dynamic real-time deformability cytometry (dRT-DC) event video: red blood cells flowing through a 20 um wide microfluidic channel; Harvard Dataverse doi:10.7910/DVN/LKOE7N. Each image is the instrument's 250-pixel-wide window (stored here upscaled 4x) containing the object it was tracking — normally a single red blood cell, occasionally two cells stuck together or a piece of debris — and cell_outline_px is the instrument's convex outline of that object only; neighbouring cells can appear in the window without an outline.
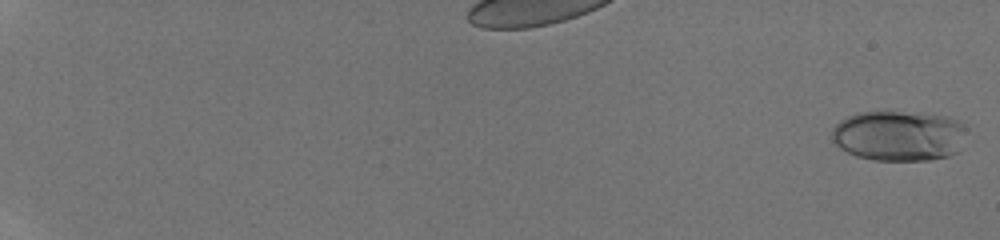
{"species": "human", "species_latin": "Homo sapiens", "temperature_condition": "room temperature", "stored_images_in_passage": 48, "camera_frame_rate_fps": 3000, "um_per_image_px": 0.085, "donor": {"sex": "male"}, "frame": {"image": 1, "passage_image": 1, "time_ms": 0.0, "image_size_px": [1000, 240], "cell_outline_px": [[968, 128], [956, 152], [948, 156], [928, 160], [872, 160], [856, 156], [840, 148], [832, 140], [832, 128], [840, 120], [856, 112], [884, 108], [924, 112], [948, 116], [956, 120]], "centroid_in_image_um": [76.37, 11.47], "position_along_channel_um": 8.6, "area_um2": 40.81}}
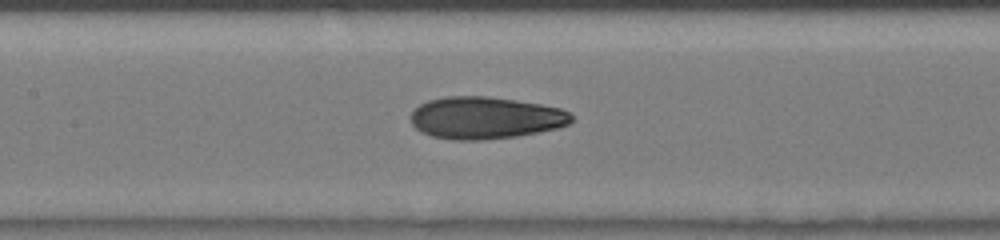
{"frame": {"image": 2, "passage_image": 27, "time_ms": 8.667, "image_size_px": [1000, 240], "cell_outline_px": [[572, 120], [568, 124], [556, 128], [516, 136], [484, 140], [452, 140], [432, 136], [420, 132], [412, 124], [412, 112], [420, 104], [428, 100], [444, 96], [488, 96], [516, 100], [540, 104], [560, 108], [568, 112], [572, 116]], "centroid_in_image_um": [41.22, 10.01], "position_along_channel_um": 166.2, "area_um2": 39.36}}
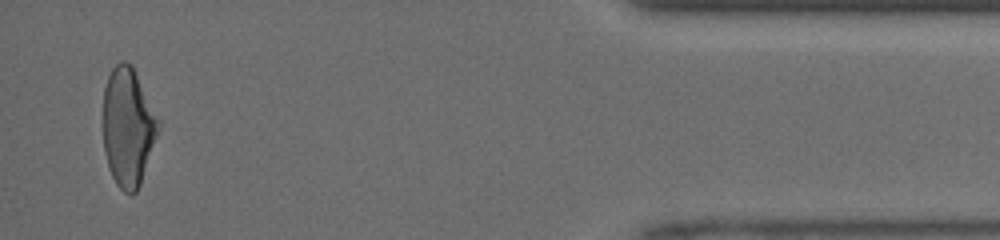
{"frame": {"image": 3, "passage_image": 47, "time_ms": 15.333, "image_size_px": [1000, 240], "cell_outline_px": [[160, 128], [140, 184], [136, 192], [132, 196], [124, 192], [116, 184], [112, 176], [104, 152], [104, 88], [108, 76], [112, 68], [120, 60], [124, 60], [132, 64], [160, 120]], "centroid_in_image_um": [10.89, 10.78], "position_along_channel_um": 424.3, "area_um2": 38.26}}